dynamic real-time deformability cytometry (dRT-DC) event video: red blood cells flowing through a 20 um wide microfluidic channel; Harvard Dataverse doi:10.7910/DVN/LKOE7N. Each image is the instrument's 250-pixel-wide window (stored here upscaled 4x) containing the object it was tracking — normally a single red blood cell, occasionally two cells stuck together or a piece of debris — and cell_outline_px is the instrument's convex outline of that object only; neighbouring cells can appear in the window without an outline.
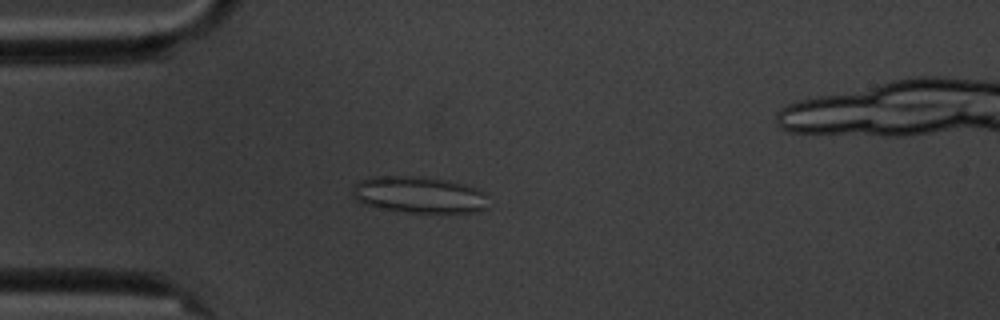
{"species": "common noctule bat (a hibernating species)", "species_latin": "Nyctalus noctula", "temperature_condition": "cold", "stored_images_in_passage": 5, "camera_frame_rate_fps": 3000, "um_per_image_px": 0.085, "animal": {"sex": "male", "body_mass_g": 20.1, "forearm_length_mm": 53.5}, "frame": {"image": 1, "passage_image": 4, "time_ms": 3.333, "image_size_px": [1000, 320], "cell_outline_px": [[488, 208], [480, 212], [408, 212], [376, 208], [364, 204], [352, 196], [352, 188], [360, 180], [368, 176], [420, 176], [444, 180], [464, 184], [480, 188], [488, 196]], "centroid_in_image_um": [35.64, 16.55], "position_along_channel_um": 49.4, "area_um2": 29.36}}